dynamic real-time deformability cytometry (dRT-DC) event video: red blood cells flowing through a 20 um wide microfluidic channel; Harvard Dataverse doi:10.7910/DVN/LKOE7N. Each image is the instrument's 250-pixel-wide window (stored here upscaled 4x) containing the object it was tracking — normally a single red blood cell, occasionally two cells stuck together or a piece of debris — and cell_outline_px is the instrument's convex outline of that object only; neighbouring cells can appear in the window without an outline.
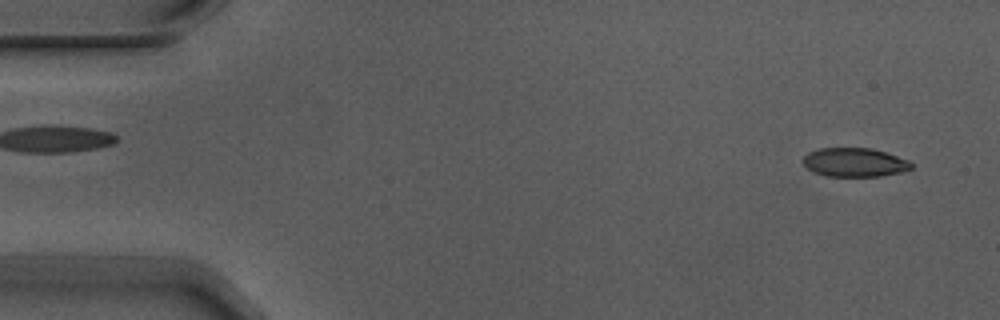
{"species": "Egyptian fruit bat (a non-hibernating species)", "species_latin": "Rousettus aegyptiacus", "temperature_condition": "warm", "stored_images_in_passage": 4, "camera_frame_rate_fps": 3000, "um_per_image_px": 0.085, "animal": {"sex": "male"}, "frame": {"image": 1, "passage_image": 1, "time_ms": 0.0, "image_size_px": [1000, 320], "cell_outline_px": [[912, 168], [900, 172], [880, 176], [828, 176], [816, 172], [808, 168], [804, 164], [804, 156], [808, 152], [820, 148], [872, 148], [908, 160], [912, 164]], "centroid_in_image_um": [72.64, 13.79], "position_along_channel_um": 12.4, "area_um2": 17.92}}
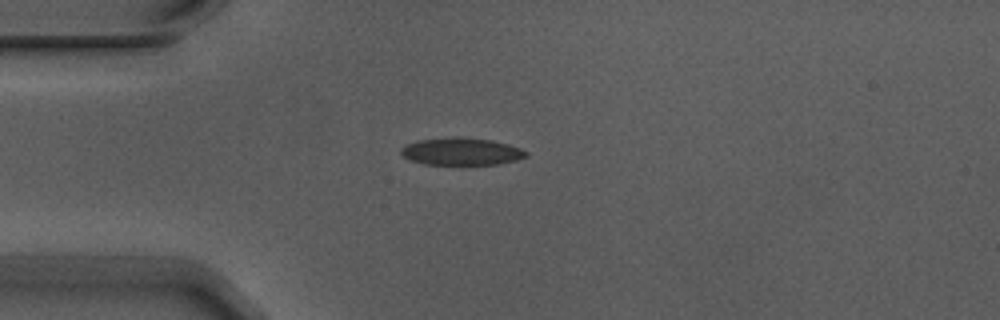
{"frame": {"image": 2, "passage_image": 4, "time_ms": 1.0, "image_size_px": [1000, 320], "cell_outline_px": [[528, 156], [516, 160], [500, 164], [424, 164], [412, 160], [404, 156], [400, 152], [400, 148], [416, 140], [460, 136], [492, 140], [508, 144], [520, 148], [528, 152]], "centroid_in_image_um": [39.24, 12.86], "position_along_channel_um": 45.8, "area_um2": 19.94}}